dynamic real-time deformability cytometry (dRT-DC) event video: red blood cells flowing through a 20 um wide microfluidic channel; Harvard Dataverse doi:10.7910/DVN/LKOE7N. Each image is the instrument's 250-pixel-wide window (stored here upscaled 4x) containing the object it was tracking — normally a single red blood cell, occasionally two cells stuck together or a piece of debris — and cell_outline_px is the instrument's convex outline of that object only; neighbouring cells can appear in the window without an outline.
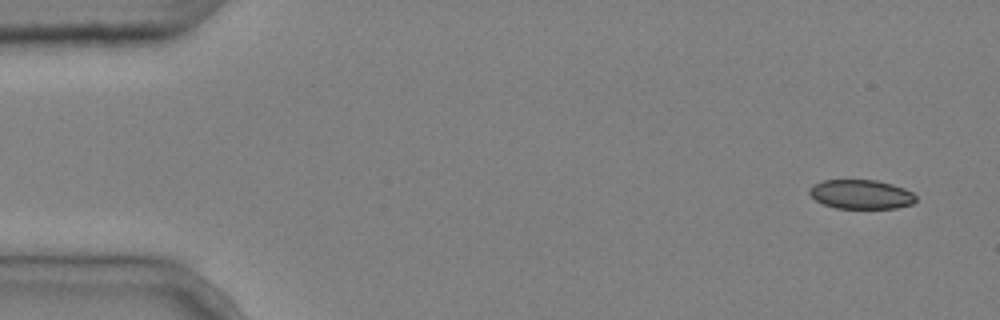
{"species": "common noctule bat (a hibernating species)", "species_latin": "Nyctalus noctula", "temperature_condition": "cold", "stored_images_in_passage": 5, "camera_frame_rate_fps": 3000, "um_per_image_px": 0.085, "animal": {"sex": "male", "body_mass_g": 20.4}, "frame": {"image": 1, "passage_image": 1, "time_ms": 0.0, "image_size_px": [1000, 320], "cell_outline_px": [[916, 200], [912, 204], [896, 208], [836, 208], [824, 204], [816, 200], [808, 192], [808, 188], [812, 184], [824, 180], [876, 180], [892, 184], [904, 188], [912, 192], [916, 196]], "centroid_in_image_um": [73.18, 16.51], "position_along_channel_um": 11.8, "area_um2": 18.15}}
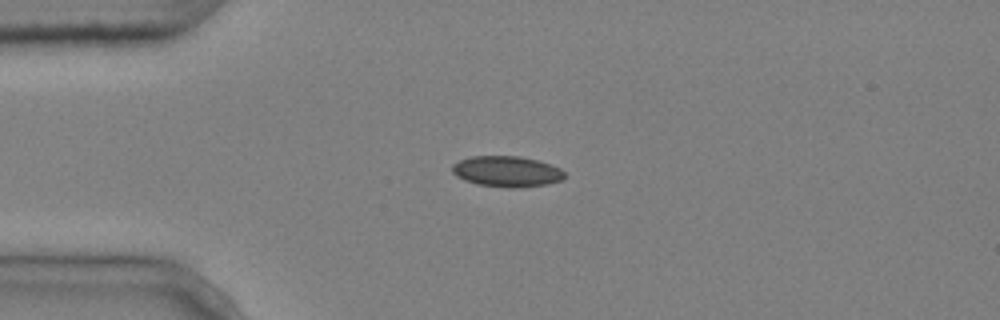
{"frame": {"image": 2, "passage_image": 4, "time_ms": 1.0, "image_size_px": [1000, 320], "cell_outline_px": [[564, 180], [548, 184], [520, 188], [508, 188], [480, 184], [464, 180], [456, 176], [452, 172], [452, 164], [460, 160], [472, 156], [520, 156], [536, 160], [560, 168], [564, 172]], "centroid_in_image_um": [43.08, 14.58], "position_along_channel_um": 41.9, "area_um2": 20.17}}